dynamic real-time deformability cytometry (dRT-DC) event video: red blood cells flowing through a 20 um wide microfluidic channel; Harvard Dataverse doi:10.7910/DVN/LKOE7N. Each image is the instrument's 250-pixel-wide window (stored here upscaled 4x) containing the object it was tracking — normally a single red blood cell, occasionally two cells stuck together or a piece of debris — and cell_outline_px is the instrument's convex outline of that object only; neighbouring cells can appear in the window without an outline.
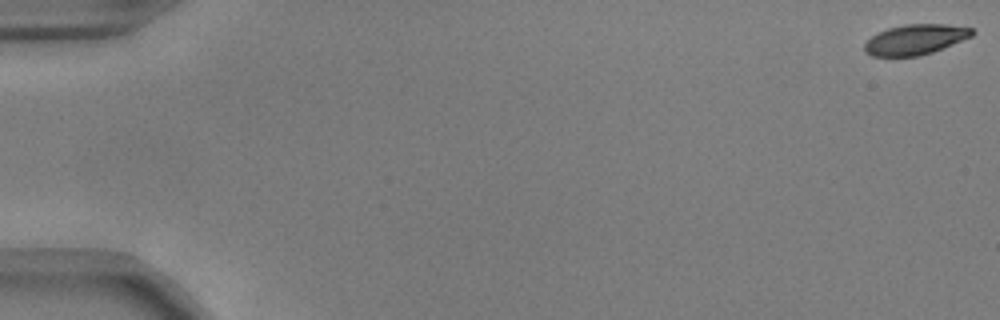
{"species": "common noctule bat (a hibernating species)", "species_latin": "Nyctalus noctula", "temperature_condition": "warm", "stored_images_in_passage": 52, "camera_frame_rate_fps": 3000, "um_per_image_px": 0.085, "animal": {"sex": "male", "body_mass_g": 17.9, "forearm_length_mm": 54.2}, "frame": {"image": 1, "passage_image": 1, "time_ms": 0.0, "image_size_px": [1000, 320], "cell_outline_px": [[976, 32], [972, 36], [932, 52], [920, 56], [872, 56], [864, 52], [864, 44], [872, 36], [888, 28], [904, 24], [944, 24], [972, 28]], "centroid_in_image_um": [77.79, 3.36], "position_along_channel_um": 7.2, "area_um2": 18.84}}
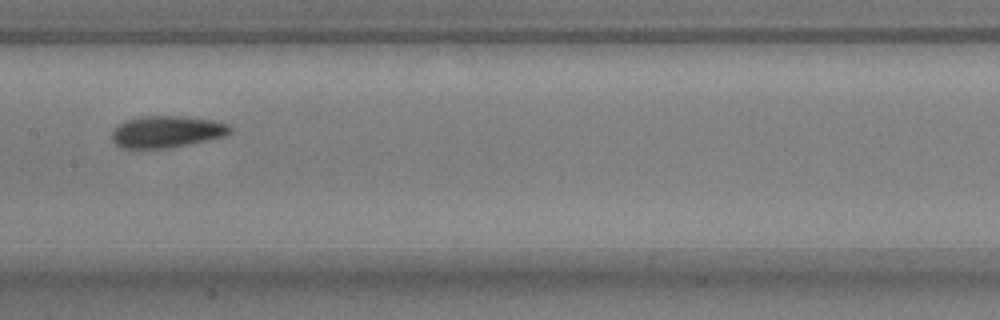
{"frame": {"image": 2, "passage_image": 29, "time_ms": 9.333, "image_size_px": [1000, 320], "cell_outline_px": [[232, 132], [224, 136], [208, 140], [168, 148], [120, 148], [112, 140], [112, 132], [124, 120], [140, 116], [180, 116], [212, 120], [228, 124], [232, 128]], "centroid_in_image_um": [14.17, 11.19], "position_along_channel_um": 193.2, "area_um2": 21.85}}
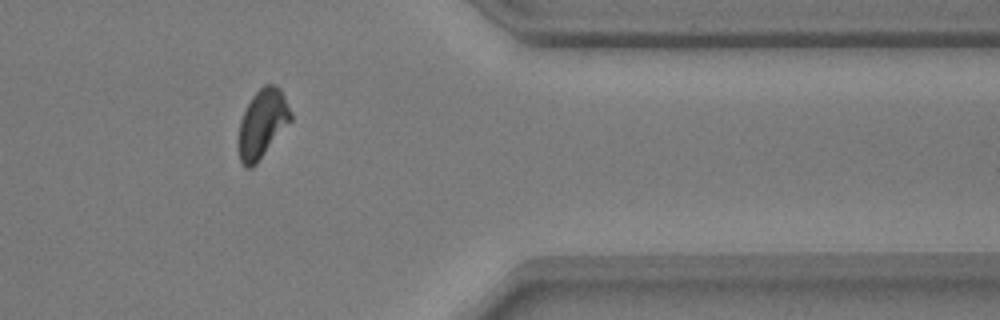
{"frame": {"image": 3, "passage_image": 46, "time_ms": 15.0, "image_size_px": [1000, 320], "cell_outline_px": [[292, 120], [256, 164], [252, 168], [244, 168], [240, 160], [236, 144], [236, 140], [240, 120], [252, 96], [264, 84], [276, 84], [280, 88], [292, 112]], "centroid_in_image_um": [22.27, 10.53], "position_along_channel_um": 389.1, "area_um2": 21.21}}